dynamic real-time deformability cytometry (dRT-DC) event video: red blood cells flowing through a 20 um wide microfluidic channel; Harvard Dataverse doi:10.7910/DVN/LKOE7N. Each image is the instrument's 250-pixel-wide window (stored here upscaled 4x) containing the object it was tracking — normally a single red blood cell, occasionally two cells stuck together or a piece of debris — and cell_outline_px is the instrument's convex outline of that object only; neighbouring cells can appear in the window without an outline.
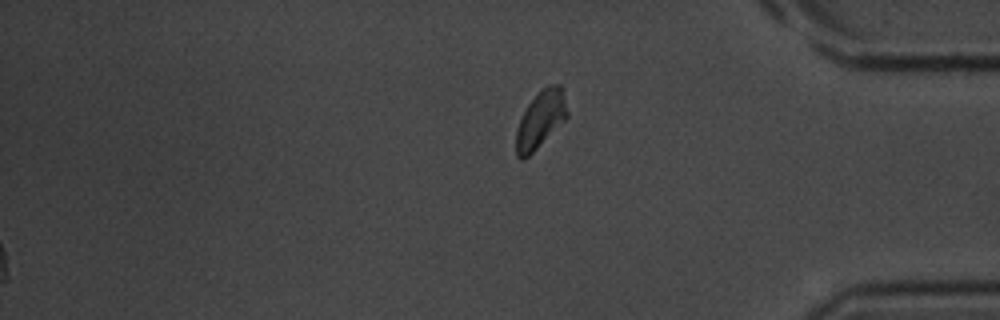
{"species": "common noctule bat (a hibernating species)", "species_latin": "Nyctalus noctula", "temperature_condition": "room temperature", "stored_images_in_passage": 39, "segment_of_instrument_passage": [2, 2], "camera_frame_rate_fps": 3000, "um_per_image_px": 0.085, "animal": {"sex": "male", "body_mass_g": 20.1, "forearm_length_mm": 53.5}, "frame": {"image": 1, "passage_image": 39, "time_ms": 12.667, "image_size_px": [1000, 320], "cell_outline_px": [[568, 116], [528, 156], [520, 160], [516, 156], [516, 132], [520, 120], [528, 104], [548, 84], [560, 84], [568, 112]], "centroid_in_image_um": [45.93, 10.16], "position_along_channel_um": 389.3, "area_um2": 16.36}}